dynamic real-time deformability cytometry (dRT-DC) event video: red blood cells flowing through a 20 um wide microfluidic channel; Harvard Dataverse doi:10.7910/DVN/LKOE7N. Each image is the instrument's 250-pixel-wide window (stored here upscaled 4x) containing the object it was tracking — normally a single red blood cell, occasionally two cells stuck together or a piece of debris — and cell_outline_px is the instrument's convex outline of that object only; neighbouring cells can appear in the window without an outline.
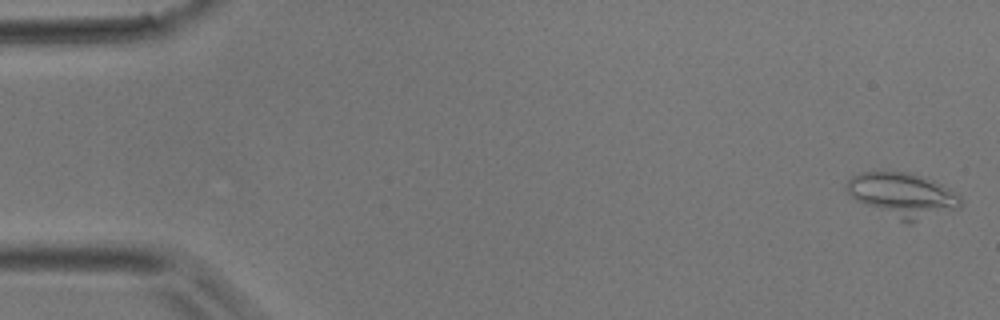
{"species": "common noctule bat (a hibernating species)", "species_latin": "Nyctalus noctula", "temperature_condition": "room temperature", "stored_images_in_passage": 11, "camera_frame_rate_fps": 3000, "um_per_image_px": 0.085, "animal": {"sex": "male", "body_mass_g": 17.9}, "frame": {"image": 1, "passage_image": 1, "time_ms": 0.0, "image_size_px": [1000, 320], "cell_outline_px": [[960, 208], [912, 224], [908, 224], [856, 200], [848, 192], [848, 180], [852, 176], [860, 172], [908, 172], [932, 180], [940, 184], [960, 196]], "centroid_in_image_um": [76.76, 16.6], "position_along_channel_um": 8.2, "area_um2": 29.02}}